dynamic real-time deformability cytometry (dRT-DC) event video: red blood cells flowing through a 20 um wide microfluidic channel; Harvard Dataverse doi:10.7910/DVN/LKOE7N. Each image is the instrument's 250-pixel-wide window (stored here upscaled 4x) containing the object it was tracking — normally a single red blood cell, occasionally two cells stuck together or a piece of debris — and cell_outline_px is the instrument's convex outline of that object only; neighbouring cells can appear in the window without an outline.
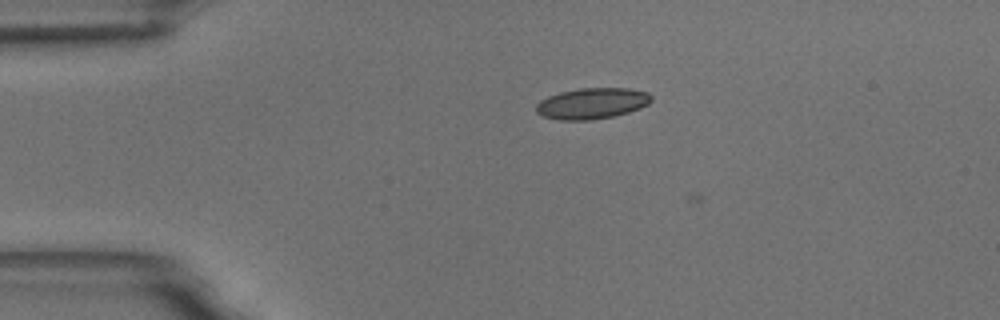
{"species": "common noctule bat (a hibernating species)", "species_latin": "Nyctalus noctula", "temperature_condition": "room temperature", "stored_images_in_passage": 4, "camera_frame_rate_fps": 3000, "um_per_image_px": 0.085, "animal": {"sex": "male", "body_mass_g": 18.8}, "frame": {"image": 1, "passage_image": 1, "time_ms": 0.0, "image_size_px": [1000, 320], "cell_outline_px": [[652, 100], [648, 104], [640, 108], [628, 112], [612, 116], [592, 120], [560, 120], [544, 116], [536, 112], [536, 104], [540, 100], [548, 96], [560, 92], [580, 88], [628, 88], [648, 92], [652, 96]], "centroid_in_image_um": [50.33, 8.78], "position_along_channel_um": 34.7, "area_um2": 20.81}}